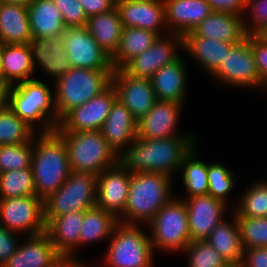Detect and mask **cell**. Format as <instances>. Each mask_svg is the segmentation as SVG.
Instances as JSON below:
<instances>
[{
  "mask_svg": "<svg viewBox=\"0 0 267 267\" xmlns=\"http://www.w3.org/2000/svg\"><path fill=\"white\" fill-rule=\"evenodd\" d=\"M193 136H173L162 139L136 138L129 149L119 156V164L133 173H163L181 168L184 157L193 147Z\"/></svg>",
  "mask_w": 267,
  "mask_h": 267,
  "instance_id": "1",
  "label": "cell"
},
{
  "mask_svg": "<svg viewBox=\"0 0 267 267\" xmlns=\"http://www.w3.org/2000/svg\"><path fill=\"white\" fill-rule=\"evenodd\" d=\"M37 141L31 168L36 195L44 201L64 184L71 170L65 141L55 131L42 132Z\"/></svg>",
  "mask_w": 267,
  "mask_h": 267,
  "instance_id": "2",
  "label": "cell"
},
{
  "mask_svg": "<svg viewBox=\"0 0 267 267\" xmlns=\"http://www.w3.org/2000/svg\"><path fill=\"white\" fill-rule=\"evenodd\" d=\"M66 144L70 170L99 175L119 163L118 155L101 130L56 132Z\"/></svg>",
  "mask_w": 267,
  "mask_h": 267,
  "instance_id": "3",
  "label": "cell"
},
{
  "mask_svg": "<svg viewBox=\"0 0 267 267\" xmlns=\"http://www.w3.org/2000/svg\"><path fill=\"white\" fill-rule=\"evenodd\" d=\"M112 74L113 69L71 67L56 80L54 102L58 118L106 90L112 84Z\"/></svg>",
  "mask_w": 267,
  "mask_h": 267,
  "instance_id": "4",
  "label": "cell"
},
{
  "mask_svg": "<svg viewBox=\"0 0 267 267\" xmlns=\"http://www.w3.org/2000/svg\"><path fill=\"white\" fill-rule=\"evenodd\" d=\"M170 180V176L163 173L131 174L126 210L123 213L127 221L124 224L135 225V221L150 223L156 213L171 200Z\"/></svg>",
  "mask_w": 267,
  "mask_h": 267,
  "instance_id": "5",
  "label": "cell"
},
{
  "mask_svg": "<svg viewBox=\"0 0 267 267\" xmlns=\"http://www.w3.org/2000/svg\"><path fill=\"white\" fill-rule=\"evenodd\" d=\"M47 85L42 81L31 79L19 82L16 86L13 84L7 88L6 104L22 120L31 127L33 122L44 118L48 112L55 114L47 120L43 133L55 131L60 120L56 115L55 102ZM54 106H53V105ZM50 110V111H48ZM55 119V120H54Z\"/></svg>",
  "mask_w": 267,
  "mask_h": 267,
  "instance_id": "6",
  "label": "cell"
},
{
  "mask_svg": "<svg viewBox=\"0 0 267 267\" xmlns=\"http://www.w3.org/2000/svg\"><path fill=\"white\" fill-rule=\"evenodd\" d=\"M97 176L89 172L70 171L64 184L44 200L47 225L55 217L96 206Z\"/></svg>",
  "mask_w": 267,
  "mask_h": 267,
  "instance_id": "7",
  "label": "cell"
},
{
  "mask_svg": "<svg viewBox=\"0 0 267 267\" xmlns=\"http://www.w3.org/2000/svg\"><path fill=\"white\" fill-rule=\"evenodd\" d=\"M115 232V233H114ZM107 262L112 267H150L153 247L150 238L137 225L118 221L114 227Z\"/></svg>",
  "mask_w": 267,
  "mask_h": 267,
  "instance_id": "8",
  "label": "cell"
},
{
  "mask_svg": "<svg viewBox=\"0 0 267 267\" xmlns=\"http://www.w3.org/2000/svg\"><path fill=\"white\" fill-rule=\"evenodd\" d=\"M152 230V247L163 250H184L191 242L185 200L171 199L149 223Z\"/></svg>",
  "mask_w": 267,
  "mask_h": 267,
  "instance_id": "9",
  "label": "cell"
},
{
  "mask_svg": "<svg viewBox=\"0 0 267 267\" xmlns=\"http://www.w3.org/2000/svg\"><path fill=\"white\" fill-rule=\"evenodd\" d=\"M0 216L8 230H31L30 236L46 232L44 201L37 195L0 198Z\"/></svg>",
  "mask_w": 267,
  "mask_h": 267,
  "instance_id": "10",
  "label": "cell"
},
{
  "mask_svg": "<svg viewBox=\"0 0 267 267\" xmlns=\"http://www.w3.org/2000/svg\"><path fill=\"white\" fill-rule=\"evenodd\" d=\"M116 100V88L111 84L101 94L68 111L60 119L55 132L100 130Z\"/></svg>",
  "mask_w": 267,
  "mask_h": 267,
  "instance_id": "11",
  "label": "cell"
},
{
  "mask_svg": "<svg viewBox=\"0 0 267 267\" xmlns=\"http://www.w3.org/2000/svg\"><path fill=\"white\" fill-rule=\"evenodd\" d=\"M61 38L71 67L113 69L111 57L98 45L86 27H68Z\"/></svg>",
  "mask_w": 267,
  "mask_h": 267,
  "instance_id": "12",
  "label": "cell"
},
{
  "mask_svg": "<svg viewBox=\"0 0 267 267\" xmlns=\"http://www.w3.org/2000/svg\"><path fill=\"white\" fill-rule=\"evenodd\" d=\"M212 74L219 80L235 86L261 85L251 47V34L227 52L222 63Z\"/></svg>",
  "mask_w": 267,
  "mask_h": 267,
  "instance_id": "13",
  "label": "cell"
},
{
  "mask_svg": "<svg viewBox=\"0 0 267 267\" xmlns=\"http://www.w3.org/2000/svg\"><path fill=\"white\" fill-rule=\"evenodd\" d=\"M112 84L116 88L117 99L130 110L137 121L157 101L150 79L132 76L123 68L113 70Z\"/></svg>",
  "mask_w": 267,
  "mask_h": 267,
  "instance_id": "14",
  "label": "cell"
},
{
  "mask_svg": "<svg viewBox=\"0 0 267 267\" xmlns=\"http://www.w3.org/2000/svg\"><path fill=\"white\" fill-rule=\"evenodd\" d=\"M130 180L131 172L119 163L97 175L96 205L112 213L118 221L121 220L118 216L126 210Z\"/></svg>",
  "mask_w": 267,
  "mask_h": 267,
  "instance_id": "15",
  "label": "cell"
},
{
  "mask_svg": "<svg viewBox=\"0 0 267 267\" xmlns=\"http://www.w3.org/2000/svg\"><path fill=\"white\" fill-rule=\"evenodd\" d=\"M191 241H203L223 220L226 203L213 196L198 195L185 200Z\"/></svg>",
  "mask_w": 267,
  "mask_h": 267,
  "instance_id": "16",
  "label": "cell"
},
{
  "mask_svg": "<svg viewBox=\"0 0 267 267\" xmlns=\"http://www.w3.org/2000/svg\"><path fill=\"white\" fill-rule=\"evenodd\" d=\"M173 36L171 40L158 36L149 49L134 57L123 69L132 76L150 79L160 68L179 58V55L173 52V46L175 43L183 46V36L177 33Z\"/></svg>",
  "mask_w": 267,
  "mask_h": 267,
  "instance_id": "17",
  "label": "cell"
},
{
  "mask_svg": "<svg viewBox=\"0 0 267 267\" xmlns=\"http://www.w3.org/2000/svg\"><path fill=\"white\" fill-rule=\"evenodd\" d=\"M121 18L123 27H137L155 32L165 21V4L163 0H116L115 6Z\"/></svg>",
  "mask_w": 267,
  "mask_h": 267,
  "instance_id": "18",
  "label": "cell"
},
{
  "mask_svg": "<svg viewBox=\"0 0 267 267\" xmlns=\"http://www.w3.org/2000/svg\"><path fill=\"white\" fill-rule=\"evenodd\" d=\"M181 103L157 100L151 110L137 122V137L162 139L173 136Z\"/></svg>",
  "mask_w": 267,
  "mask_h": 267,
  "instance_id": "19",
  "label": "cell"
},
{
  "mask_svg": "<svg viewBox=\"0 0 267 267\" xmlns=\"http://www.w3.org/2000/svg\"><path fill=\"white\" fill-rule=\"evenodd\" d=\"M165 23L171 25V35L185 36L213 11L206 0H163Z\"/></svg>",
  "mask_w": 267,
  "mask_h": 267,
  "instance_id": "20",
  "label": "cell"
},
{
  "mask_svg": "<svg viewBox=\"0 0 267 267\" xmlns=\"http://www.w3.org/2000/svg\"><path fill=\"white\" fill-rule=\"evenodd\" d=\"M240 15L213 11L193 31L185 36H200L228 43H240L247 38Z\"/></svg>",
  "mask_w": 267,
  "mask_h": 267,
  "instance_id": "21",
  "label": "cell"
},
{
  "mask_svg": "<svg viewBox=\"0 0 267 267\" xmlns=\"http://www.w3.org/2000/svg\"><path fill=\"white\" fill-rule=\"evenodd\" d=\"M137 122L130 110L117 99L100 130L118 155L137 138Z\"/></svg>",
  "mask_w": 267,
  "mask_h": 267,
  "instance_id": "22",
  "label": "cell"
},
{
  "mask_svg": "<svg viewBox=\"0 0 267 267\" xmlns=\"http://www.w3.org/2000/svg\"><path fill=\"white\" fill-rule=\"evenodd\" d=\"M28 45L31 50L34 68H36L37 60L42 68L56 77V80L71 69L61 36L52 38L33 37Z\"/></svg>",
  "mask_w": 267,
  "mask_h": 267,
  "instance_id": "23",
  "label": "cell"
},
{
  "mask_svg": "<svg viewBox=\"0 0 267 267\" xmlns=\"http://www.w3.org/2000/svg\"><path fill=\"white\" fill-rule=\"evenodd\" d=\"M28 239L2 267H47L59 255L46 232Z\"/></svg>",
  "mask_w": 267,
  "mask_h": 267,
  "instance_id": "24",
  "label": "cell"
},
{
  "mask_svg": "<svg viewBox=\"0 0 267 267\" xmlns=\"http://www.w3.org/2000/svg\"><path fill=\"white\" fill-rule=\"evenodd\" d=\"M32 38L27 7L0 1V42L28 44Z\"/></svg>",
  "mask_w": 267,
  "mask_h": 267,
  "instance_id": "25",
  "label": "cell"
},
{
  "mask_svg": "<svg viewBox=\"0 0 267 267\" xmlns=\"http://www.w3.org/2000/svg\"><path fill=\"white\" fill-rule=\"evenodd\" d=\"M85 27L110 57L116 53L123 31L120 13L116 7L106 13L88 17Z\"/></svg>",
  "mask_w": 267,
  "mask_h": 267,
  "instance_id": "26",
  "label": "cell"
},
{
  "mask_svg": "<svg viewBox=\"0 0 267 267\" xmlns=\"http://www.w3.org/2000/svg\"><path fill=\"white\" fill-rule=\"evenodd\" d=\"M83 219L84 211H73L55 217L46 225V233L59 254L73 255V247L80 244Z\"/></svg>",
  "mask_w": 267,
  "mask_h": 267,
  "instance_id": "27",
  "label": "cell"
},
{
  "mask_svg": "<svg viewBox=\"0 0 267 267\" xmlns=\"http://www.w3.org/2000/svg\"><path fill=\"white\" fill-rule=\"evenodd\" d=\"M180 57L160 68L150 78L156 99L183 103L185 94V65Z\"/></svg>",
  "mask_w": 267,
  "mask_h": 267,
  "instance_id": "28",
  "label": "cell"
},
{
  "mask_svg": "<svg viewBox=\"0 0 267 267\" xmlns=\"http://www.w3.org/2000/svg\"><path fill=\"white\" fill-rule=\"evenodd\" d=\"M27 9L33 37H59L66 30L61 12L52 0H34Z\"/></svg>",
  "mask_w": 267,
  "mask_h": 267,
  "instance_id": "29",
  "label": "cell"
},
{
  "mask_svg": "<svg viewBox=\"0 0 267 267\" xmlns=\"http://www.w3.org/2000/svg\"><path fill=\"white\" fill-rule=\"evenodd\" d=\"M34 70L28 44H2V79L8 86L31 80Z\"/></svg>",
  "mask_w": 267,
  "mask_h": 267,
  "instance_id": "30",
  "label": "cell"
},
{
  "mask_svg": "<svg viewBox=\"0 0 267 267\" xmlns=\"http://www.w3.org/2000/svg\"><path fill=\"white\" fill-rule=\"evenodd\" d=\"M234 225L223 220L212 230L206 241L227 261L240 266L244 253L242 239L236 216Z\"/></svg>",
  "mask_w": 267,
  "mask_h": 267,
  "instance_id": "31",
  "label": "cell"
},
{
  "mask_svg": "<svg viewBox=\"0 0 267 267\" xmlns=\"http://www.w3.org/2000/svg\"><path fill=\"white\" fill-rule=\"evenodd\" d=\"M238 43L211 39L200 36H184L183 47L212 74L222 63L227 52Z\"/></svg>",
  "mask_w": 267,
  "mask_h": 267,
  "instance_id": "32",
  "label": "cell"
},
{
  "mask_svg": "<svg viewBox=\"0 0 267 267\" xmlns=\"http://www.w3.org/2000/svg\"><path fill=\"white\" fill-rule=\"evenodd\" d=\"M158 35L137 27H123L116 53L111 57L113 70L123 68L134 57L149 49Z\"/></svg>",
  "mask_w": 267,
  "mask_h": 267,
  "instance_id": "33",
  "label": "cell"
},
{
  "mask_svg": "<svg viewBox=\"0 0 267 267\" xmlns=\"http://www.w3.org/2000/svg\"><path fill=\"white\" fill-rule=\"evenodd\" d=\"M118 219L110 212L97 205L84 211V219L80 232V244L107 238Z\"/></svg>",
  "mask_w": 267,
  "mask_h": 267,
  "instance_id": "34",
  "label": "cell"
},
{
  "mask_svg": "<svg viewBox=\"0 0 267 267\" xmlns=\"http://www.w3.org/2000/svg\"><path fill=\"white\" fill-rule=\"evenodd\" d=\"M33 130L7 104L0 106V145L30 142L34 138Z\"/></svg>",
  "mask_w": 267,
  "mask_h": 267,
  "instance_id": "35",
  "label": "cell"
},
{
  "mask_svg": "<svg viewBox=\"0 0 267 267\" xmlns=\"http://www.w3.org/2000/svg\"><path fill=\"white\" fill-rule=\"evenodd\" d=\"M36 195L32 168L10 170L0 174V198Z\"/></svg>",
  "mask_w": 267,
  "mask_h": 267,
  "instance_id": "36",
  "label": "cell"
},
{
  "mask_svg": "<svg viewBox=\"0 0 267 267\" xmlns=\"http://www.w3.org/2000/svg\"><path fill=\"white\" fill-rule=\"evenodd\" d=\"M192 149L183 159V182L190 197L208 194V164L196 158Z\"/></svg>",
  "mask_w": 267,
  "mask_h": 267,
  "instance_id": "37",
  "label": "cell"
},
{
  "mask_svg": "<svg viewBox=\"0 0 267 267\" xmlns=\"http://www.w3.org/2000/svg\"><path fill=\"white\" fill-rule=\"evenodd\" d=\"M244 249L267 247V217L236 216Z\"/></svg>",
  "mask_w": 267,
  "mask_h": 267,
  "instance_id": "38",
  "label": "cell"
},
{
  "mask_svg": "<svg viewBox=\"0 0 267 267\" xmlns=\"http://www.w3.org/2000/svg\"><path fill=\"white\" fill-rule=\"evenodd\" d=\"M33 142L0 145V172L31 167Z\"/></svg>",
  "mask_w": 267,
  "mask_h": 267,
  "instance_id": "39",
  "label": "cell"
},
{
  "mask_svg": "<svg viewBox=\"0 0 267 267\" xmlns=\"http://www.w3.org/2000/svg\"><path fill=\"white\" fill-rule=\"evenodd\" d=\"M252 186L243 195L235 216L267 217V182H257Z\"/></svg>",
  "mask_w": 267,
  "mask_h": 267,
  "instance_id": "40",
  "label": "cell"
},
{
  "mask_svg": "<svg viewBox=\"0 0 267 267\" xmlns=\"http://www.w3.org/2000/svg\"><path fill=\"white\" fill-rule=\"evenodd\" d=\"M185 251L190 253L189 267H226L227 261L206 241H191Z\"/></svg>",
  "mask_w": 267,
  "mask_h": 267,
  "instance_id": "41",
  "label": "cell"
},
{
  "mask_svg": "<svg viewBox=\"0 0 267 267\" xmlns=\"http://www.w3.org/2000/svg\"><path fill=\"white\" fill-rule=\"evenodd\" d=\"M234 186L231 172L224 166L208 164V194L226 203V196Z\"/></svg>",
  "mask_w": 267,
  "mask_h": 267,
  "instance_id": "42",
  "label": "cell"
},
{
  "mask_svg": "<svg viewBox=\"0 0 267 267\" xmlns=\"http://www.w3.org/2000/svg\"><path fill=\"white\" fill-rule=\"evenodd\" d=\"M60 10L65 26L85 27L87 16L78 0H52Z\"/></svg>",
  "mask_w": 267,
  "mask_h": 267,
  "instance_id": "43",
  "label": "cell"
},
{
  "mask_svg": "<svg viewBox=\"0 0 267 267\" xmlns=\"http://www.w3.org/2000/svg\"><path fill=\"white\" fill-rule=\"evenodd\" d=\"M251 47L256 62V68L262 82L267 84V41L257 34H251ZM266 83V84H265Z\"/></svg>",
  "mask_w": 267,
  "mask_h": 267,
  "instance_id": "44",
  "label": "cell"
},
{
  "mask_svg": "<svg viewBox=\"0 0 267 267\" xmlns=\"http://www.w3.org/2000/svg\"><path fill=\"white\" fill-rule=\"evenodd\" d=\"M250 5L252 6L255 25L250 29L245 23V32L247 34H258L267 25V0H247L246 6L249 8Z\"/></svg>",
  "mask_w": 267,
  "mask_h": 267,
  "instance_id": "45",
  "label": "cell"
},
{
  "mask_svg": "<svg viewBox=\"0 0 267 267\" xmlns=\"http://www.w3.org/2000/svg\"><path fill=\"white\" fill-rule=\"evenodd\" d=\"M13 231L8 230L4 225H0V267L16 252L17 241L12 236ZM14 239V240H13Z\"/></svg>",
  "mask_w": 267,
  "mask_h": 267,
  "instance_id": "46",
  "label": "cell"
},
{
  "mask_svg": "<svg viewBox=\"0 0 267 267\" xmlns=\"http://www.w3.org/2000/svg\"><path fill=\"white\" fill-rule=\"evenodd\" d=\"M212 11L241 15V11L247 8V0H206Z\"/></svg>",
  "mask_w": 267,
  "mask_h": 267,
  "instance_id": "47",
  "label": "cell"
},
{
  "mask_svg": "<svg viewBox=\"0 0 267 267\" xmlns=\"http://www.w3.org/2000/svg\"><path fill=\"white\" fill-rule=\"evenodd\" d=\"M245 254L247 257L242 258L240 267H267V247L244 249L243 255Z\"/></svg>",
  "mask_w": 267,
  "mask_h": 267,
  "instance_id": "48",
  "label": "cell"
},
{
  "mask_svg": "<svg viewBox=\"0 0 267 267\" xmlns=\"http://www.w3.org/2000/svg\"><path fill=\"white\" fill-rule=\"evenodd\" d=\"M87 17L106 13L116 6L115 0H78Z\"/></svg>",
  "mask_w": 267,
  "mask_h": 267,
  "instance_id": "49",
  "label": "cell"
},
{
  "mask_svg": "<svg viewBox=\"0 0 267 267\" xmlns=\"http://www.w3.org/2000/svg\"><path fill=\"white\" fill-rule=\"evenodd\" d=\"M47 267H85L79 261H74L72 255L59 254L56 259Z\"/></svg>",
  "mask_w": 267,
  "mask_h": 267,
  "instance_id": "50",
  "label": "cell"
},
{
  "mask_svg": "<svg viewBox=\"0 0 267 267\" xmlns=\"http://www.w3.org/2000/svg\"><path fill=\"white\" fill-rule=\"evenodd\" d=\"M8 85L0 78V106L6 104Z\"/></svg>",
  "mask_w": 267,
  "mask_h": 267,
  "instance_id": "51",
  "label": "cell"
},
{
  "mask_svg": "<svg viewBox=\"0 0 267 267\" xmlns=\"http://www.w3.org/2000/svg\"><path fill=\"white\" fill-rule=\"evenodd\" d=\"M0 1L13 3L16 5H21V6H26V7H28L34 2V0H0Z\"/></svg>",
  "mask_w": 267,
  "mask_h": 267,
  "instance_id": "52",
  "label": "cell"
},
{
  "mask_svg": "<svg viewBox=\"0 0 267 267\" xmlns=\"http://www.w3.org/2000/svg\"><path fill=\"white\" fill-rule=\"evenodd\" d=\"M257 35L267 41V25Z\"/></svg>",
  "mask_w": 267,
  "mask_h": 267,
  "instance_id": "53",
  "label": "cell"
},
{
  "mask_svg": "<svg viewBox=\"0 0 267 267\" xmlns=\"http://www.w3.org/2000/svg\"><path fill=\"white\" fill-rule=\"evenodd\" d=\"M0 78L2 79V43L0 42Z\"/></svg>",
  "mask_w": 267,
  "mask_h": 267,
  "instance_id": "54",
  "label": "cell"
},
{
  "mask_svg": "<svg viewBox=\"0 0 267 267\" xmlns=\"http://www.w3.org/2000/svg\"><path fill=\"white\" fill-rule=\"evenodd\" d=\"M226 267H240V266H238V265H234V264H229V265L226 266Z\"/></svg>",
  "mask_w": 267,
  "mask_h": 267,
  "instance_id": "55",
  "label": "cell"
}]
</instances>
